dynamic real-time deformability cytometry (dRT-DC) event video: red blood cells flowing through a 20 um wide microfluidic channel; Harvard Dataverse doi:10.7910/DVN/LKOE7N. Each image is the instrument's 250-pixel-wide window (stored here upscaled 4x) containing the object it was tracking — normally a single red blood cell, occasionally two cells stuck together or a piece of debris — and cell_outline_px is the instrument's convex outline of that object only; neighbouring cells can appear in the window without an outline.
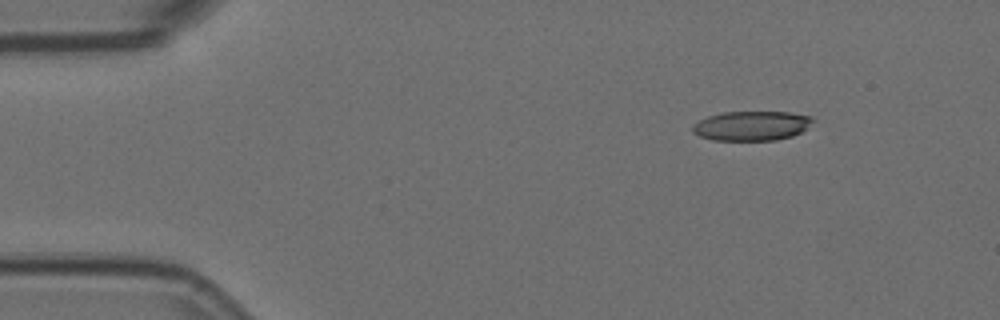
{"species": "Egyptian fruit bat (a non-hibernating species)", "species_latin": "Rousettus aegyptiacus", "temperature_condition": "room temperature", "stored_images_in_passage": 6, "camera_frame_rate_fps": 3000, "um_per_image_px": 0.085, "animal": {"sex": "female"}, "frame": {"image": 1, "passage_image": 1, "time_ms": 0.0, "image_size_px": [1000, 320], "cell_outline_px": [[816, 120], [800, 132], [792, 136], [776, 140], [712, 140], [700, 136], [692, 132], [692, 124], [708, 116], [724, 112], [788, 112], [812, 116]], "centroid_in_image_um": [63.89, 10.69], "position_along_channel_um": 21.1, "area_um2": 20.69}}
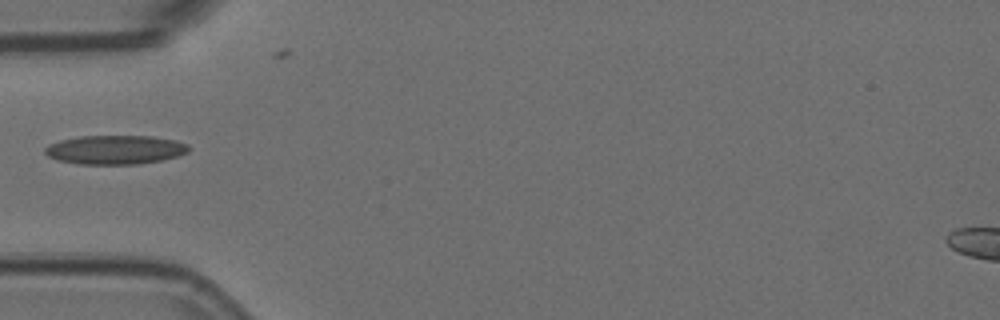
{"frame": {"image": 2, "passage_image": 4, "time_ms": 1.0, "image_size_px": [1000, 320], "cell_outline_px": [[192, 148], [188, 152], [176, 156], [160, 160], [140, 164], [76, 164], [56, 160], [48, 156], [44, 152], [44, 148], [48, 144], [60, 140], [80, 136], [152, 136], [176, 140], [188, 144]], "centroid_in_image_um": [9.78, 12.72], "position_along_channel_um": 75.2, "area_um2": 24.51}}
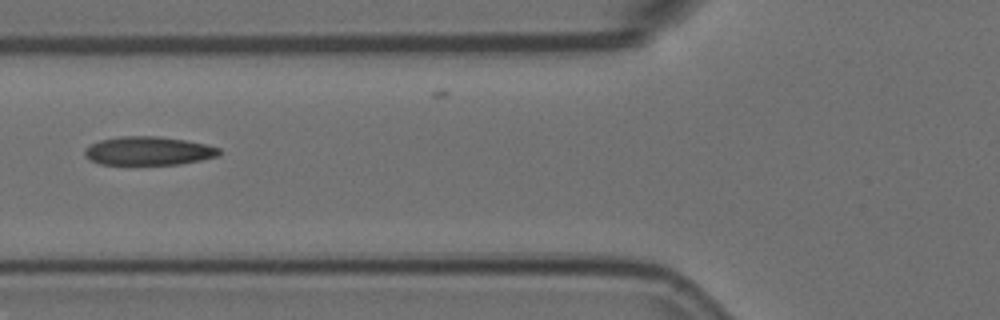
{"frame": {"image": 3, "passage_image": 5, "time_ms": 1.333, "image_size_px": [1000, 320], "cell_outline_px": [[220, 152], [216, 156], [200, 160], [180, 164], [128, 168], [100, 164], [88, 160], [84, 156], [84, 148], [100, 140], [120, 136], [160, 136], [184, 140], [204, 144], [220, 148]], "centroid_in_image_um": [12.51, 12.88], "position_along_channel_um": 113.3, "area_um2": 23.47}}